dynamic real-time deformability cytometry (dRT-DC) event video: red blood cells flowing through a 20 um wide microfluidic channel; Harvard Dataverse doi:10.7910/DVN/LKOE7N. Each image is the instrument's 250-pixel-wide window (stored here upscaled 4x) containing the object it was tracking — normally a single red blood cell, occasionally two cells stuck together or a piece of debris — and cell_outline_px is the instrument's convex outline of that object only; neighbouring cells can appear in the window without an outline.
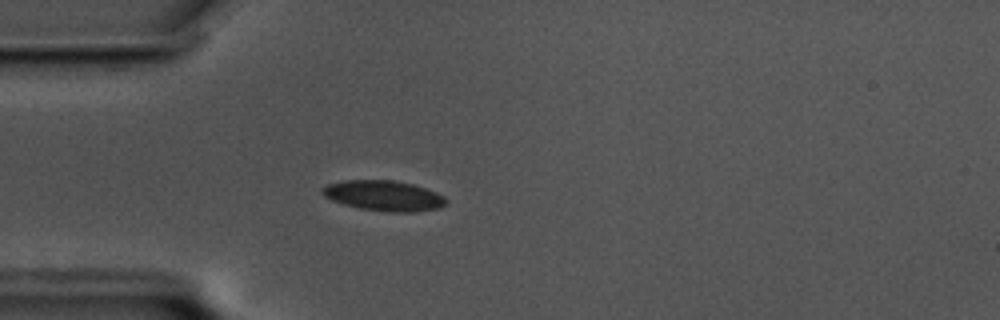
{"species": "common noctule bat (a hibernating species)", "species_latin": "Nyctalus noctula", "temperature_condition": "cold", "stored_images_in_passage": 14, "camera_frame_rate_fps": 3000, "um_per_image_px": 0.085, "animal": {"sex": "male", "body_mass_g": 17.5, "forearm_length_mm": 52.3}, "frame": {"image": 1, "passage_image": 10, "time_ms": 3.0, "image_size_px": [1000, 320], "cell_outline_px": [[448, 204], [440, 208], [416, 212], [388, 212], [360, 208], [344, 204], [332, 200], [324, 196], [320, 192], [320, 188], [328, 184], [344, 180], [392, 180], [412, 184], [436, 192], [444, 196], [448, 200]], "centroid_in_image_um": [32.64, 16.64], "position_along_channel_um": 52.4, "area_um2": 22.02}}